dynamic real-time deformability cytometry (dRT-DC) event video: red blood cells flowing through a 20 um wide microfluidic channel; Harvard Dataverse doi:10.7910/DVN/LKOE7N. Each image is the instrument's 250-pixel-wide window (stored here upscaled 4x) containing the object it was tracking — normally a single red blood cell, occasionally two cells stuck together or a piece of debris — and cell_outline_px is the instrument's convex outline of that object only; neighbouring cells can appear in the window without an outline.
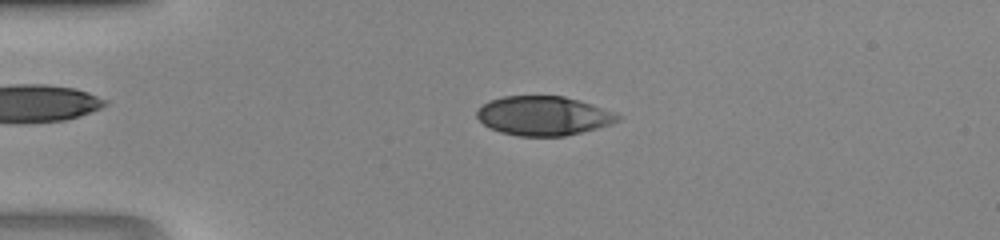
{"species": "human", "species_latin": "Homo sapiens", "temperature_condition": "room temperature", "stored_images_in_passage": 45, "camera_frame_rate_fps": 3000, "um_per_image_px": 0.085, "donor": {"sex": "male"}, "frame": {"image": 1, "passage_image": 11, "time_ms": 3.333, "image_size_px": [1000, 240], "cell_outline_px": [[624, 116], [620, 120], [612, 124], [564, 136], [520, 136], [500, 132], [488, 128], [476, 116], [476, 108], [488, 100], [504, 96], [564, 96], [592, 104], [616, 112]], "centroid_in_image_um": [46.19, 9.83], "position_along_channel_um": 38.8, "area_um2": 32.48}}
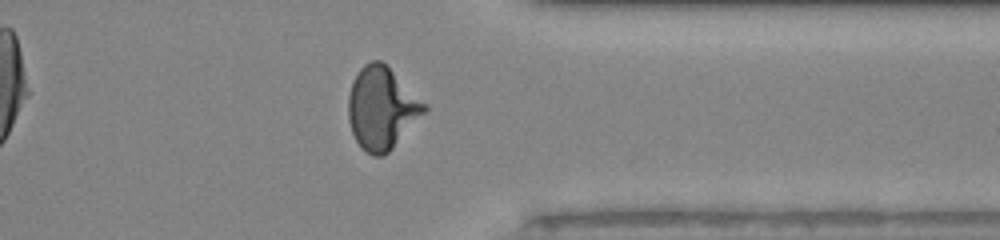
{"frame": {"image": 2, "passage_image": 36, "time_ms": 11.667, "image_size_px": [1000, 240], "cell_outline_px": [[428, 112], [384, 156], [372, 156], [364, 152], [360, 148], [352, 132], [348, 120], [348, 96], [352, 80], [360, 68], [364, 64], [372, 60], [380, 60], [428, 104]], "centroid_in_image_um": [32.46, 9.22], "position_along_channel_um": 378.9, "area_um2": 36.88}}
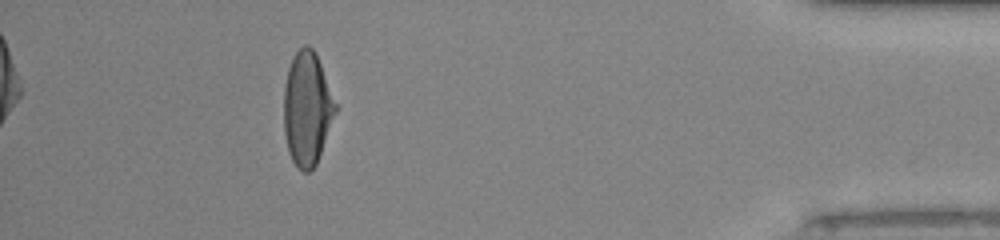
{"frame": {"image": 3, "passage_image": 41, "time_ms": 13.333, "image_size_px": [1000, 240], "cell_outline_px": [[336, 112], [316, 164], [308, 172], [304, 172], [292, 160], [288, 152], [284, 132], [284, 88], [288, 68], [292, 56], [304, 44], [308, 44], [316, 52], [336, 104]], "centroid_in_image_um": [26.09, 9.2], "position_along_channel_um": 409.1, "area_um2": 33.93}}